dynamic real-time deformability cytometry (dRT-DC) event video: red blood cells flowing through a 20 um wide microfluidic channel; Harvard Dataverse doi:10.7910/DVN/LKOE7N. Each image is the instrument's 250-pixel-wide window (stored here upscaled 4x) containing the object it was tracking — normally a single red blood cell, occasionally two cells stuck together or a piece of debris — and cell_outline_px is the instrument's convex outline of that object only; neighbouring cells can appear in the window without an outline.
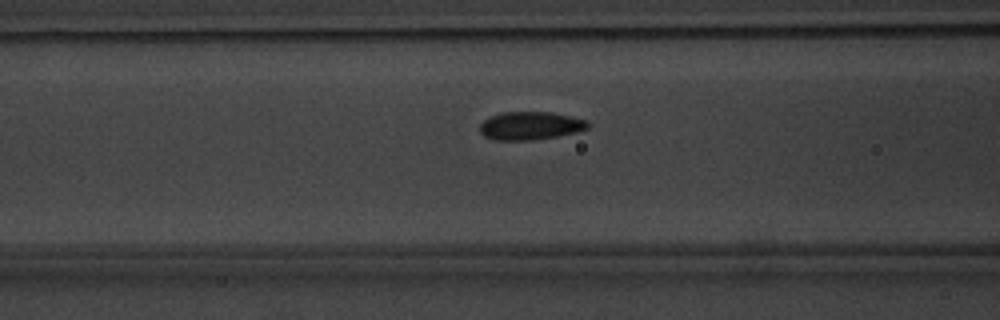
{"species": "common noctule bat (a hibernating species)", "species_latin": "Nyctalus noctula", "temperature_condition": "warm", "stored_images_in_passage": 50, "camera_frame_rate_fps": 3000, "um_per_image_px": 0.085, "animal": {"sex": "male", "body_mass_g": 20.1, "forearm_length_mm": 53.5}, "frame": {"image": 1, "passage_image": 19, "time_ms": 6.0, "image_size_px": [1000, 320], "cell_outline_px": [[592, 124], [588, 128], [576, 132], [556, 136], [532, 140], [496, 140], [484, 136], [480, 132], [480, 124], [484, 120], [492, 116], [504, 112], [552, 112], [572, 116], [588, 120]], "centroid_in_image_um": [45.12, 10.68], "position_along_channel_um": 121.5, "area_um2": 17.74}}
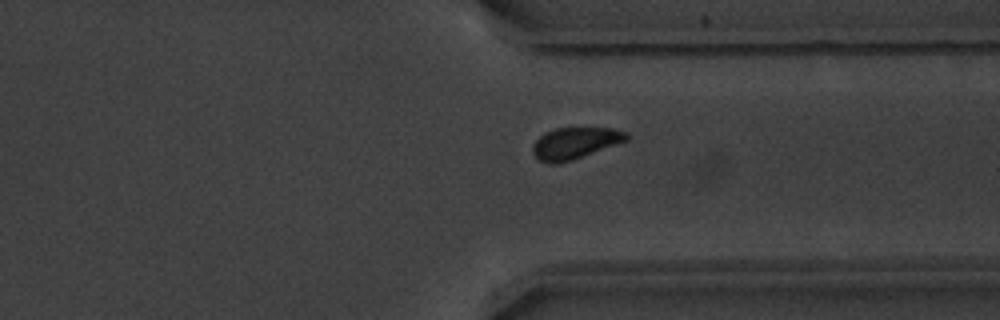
{"frame": {"image": 2, "passage_image": 38, "time_ms": 12.333, "image_size_px": [1000, 320], "cell_outline_px": [[628, 140], [572, 160], [556, 164], [548, 164], [540, 160], [532, 152], [532, 144], [544, 132], [556, 128], [612, 128], [628, 132]], "centroid_in_image_um": [48.86, 12.16], "position_along_channel_um": 362.5, "area_um2": 17.22}}
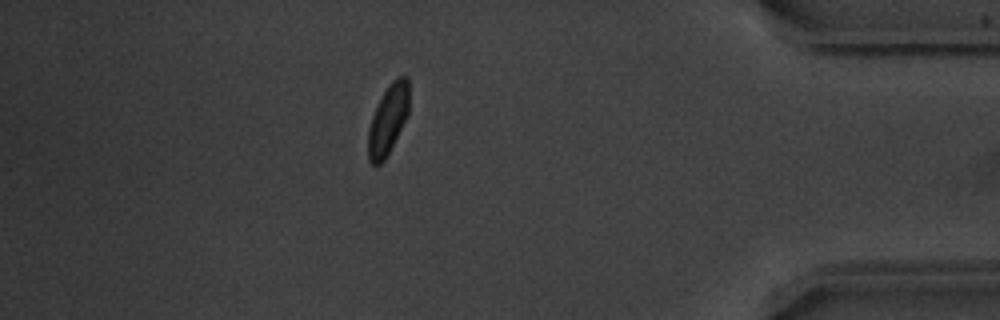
{"frame": {"image": 3, "passage_image": 44, "time_ms": 14.333, "image_size_px": [1000, 320], "cell_outline_px": [[408, 116], [384, 160], [380, 164], [372, 164], [368, 160], [368, 128], [372, 116], [388, 84], [396, 76], [408, 76]], "centroid_in_image_um": [32.98, 10.15], "position_along_channel_um": 402.2, "area_um2": 16.47}, "authors_computed_cell_mechanics": {"area_um2": 17.34, "velocity_mm_per_s": 3.8028, "shape_relaxation_time_tau1_ms": 2.8463, "shape_relaxation_time_tau2_ms": null, "deformation_change_tau1": 0.1195, "deformation_change_tau2": null}}